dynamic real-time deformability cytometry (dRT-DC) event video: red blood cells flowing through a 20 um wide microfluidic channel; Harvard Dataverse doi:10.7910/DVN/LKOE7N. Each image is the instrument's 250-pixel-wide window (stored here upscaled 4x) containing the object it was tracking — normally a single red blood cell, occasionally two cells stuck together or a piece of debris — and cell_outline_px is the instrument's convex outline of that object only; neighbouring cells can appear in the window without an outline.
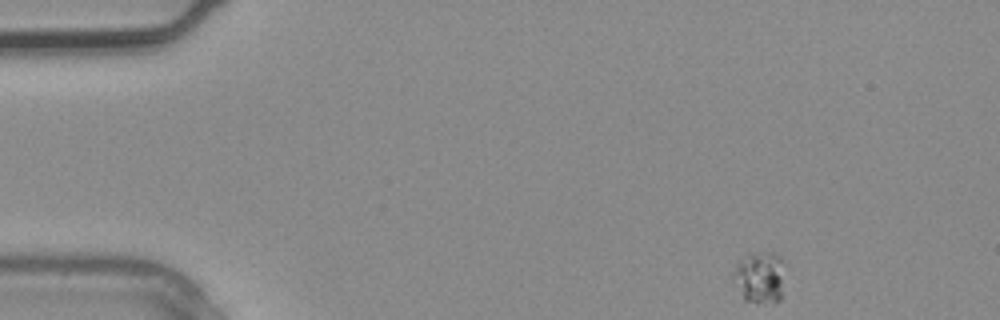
{"species": "common noctule bat (a hibernating species)", "species_latin": "Nyctalus noctula", "temperature_condition": "warm", "stored_images_in_passage": 3, "camera_frame_rate_fps": 3000, "um_per_image_px": 0.085, "animal": {"sex": "male", "body_mass_g": 20.4}, "frame": {"image": 1, "passage_image": 1, "time_ms": 0.0, "image_size_px": [1000, 320], "cell_outline_px": [[780, 300], [772, 304], [756, 304], [744, 300], [732, 276], [732, 272], [736, 264], [740, 260], [764, 252], [776, 252], [780, 256]], "centroid_in_image_um": [64.52, 23.64], "position_along_channel_um": 20.5, "area_um2": 14.85}}